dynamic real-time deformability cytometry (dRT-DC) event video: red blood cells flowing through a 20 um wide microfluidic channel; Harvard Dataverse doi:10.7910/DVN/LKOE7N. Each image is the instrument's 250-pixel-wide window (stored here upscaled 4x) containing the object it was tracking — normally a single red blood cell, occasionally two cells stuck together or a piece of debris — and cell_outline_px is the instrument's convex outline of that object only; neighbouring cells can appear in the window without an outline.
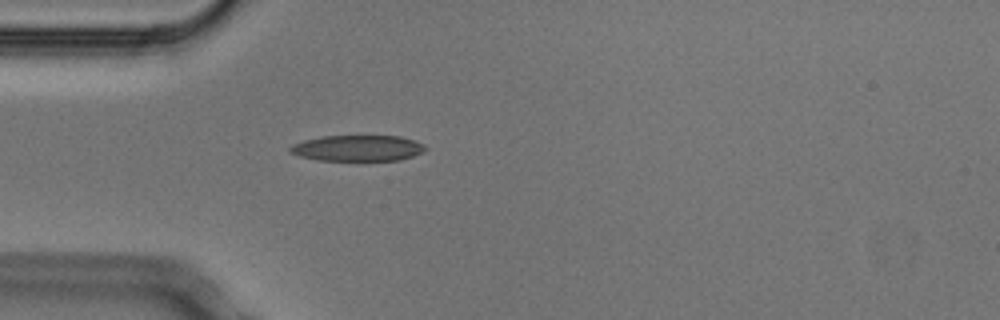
{"species": "Egyptian fruit bat (a non-hibernating species)", "species_latin": "Rousettus aegyptiacus", "temperature_condition": "cold", "stored_images_in_passage": 1, "camera_frame_rate_fps": 3000, "um_per_image_px": 0.085, "animal": {"sex": "male"}, "frame": {"image": 1, "passage_image": 1, "time_ms": 0.0, "image_size_px": [1000, 320], "cell_outline_px": [[428, 148], [424, 152], [400, 160], [316, 160], [300, 156], [288, 152], [288, 148], [292, 144], [304, 140], [320, 136], [400, 136], [424, 144]], "centroid_in_image_um": [30.38, 12.59], "position_along_channel_um": 54.6, "area_um2": 20.52}}